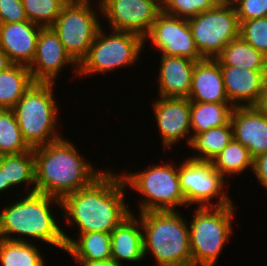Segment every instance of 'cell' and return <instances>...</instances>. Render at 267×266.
<instances>
[{"mask_svg":"<svg viewBox=\"0 0 267 266\" xmlns=\"http://www.w3.org/2000/svg\"><path fill=\"white\" fill-rule=\"evenodd\" d=\"M178 211L139 213L143 230L144 257L153 255L158 266L192 263L189 225Z\"/></svg>","mask_w":267,"mask_h":266,"instance_id":"277c9868","label":"cell"},{"mask_svg":"<svg viewBox=\"0 0 267 266\" xmlns=\"http://www.w3.org/2000/svg\"><path fill=\"white\" fill-rule=\"evenodd\" d=\"M252 173L256 175L260 185L267 190V152L253 158Z\"/></svg>","mask_w":267,"mask_h":266,"instance_id":"d590c367","label":"cell"},{"mask_svg":"<svg viewBox=\"0 0 267 266\" xmlns=\"http://www.w3.org/2000/svg\"><path fill=\"white\" fill-rule=\"evenodd\" d=\"M234 108L230 103L191 102L192 135L229 124Z\"/></svg>","mask_w":267,"mask_h":266,"instance_id":"cb8c5ba5","label":"cell"},{"mask_svg":"<svg viewBox=\"0 0 267 266\" xmlns=\"http://www.w3.org/2000/svg\"><path fill=\"white\" fill-rule=\"evenodd\" d=\"M64 137L33 149L35 192L61 199L66 194L90 186L105 169L95 170Z\"/></svg>","mask_w":267,"mask_h":266,"instance_id":"7a4b0ae2","label":"cell"},{"mask_svg":"<svg viewBox=\"0 0 267 266\" xmlns=\"http://www.w3.org/2000/svg\"><path fill=\"white\" fill-rule=\"evenodd\" d=\"M91 0H69L51 26L65 51L79 65L102 27Z\"/></svg>","mask_w":267,"mask_h":266,"instance_id":"9c48e42d","label":"cell"},{"mask_svg":"<svg viewBox=\"0 0 267 266\" xmlns=\"http://www.w3.org/2000/svg\"><path fill=\"white\" fill-rule=\"evenodd\" d=\"M211 162L226 180L229 175L253 169V158L248 149L234 139Z\"/></svg>","mask_w":267,"mask_h":266,"instance_id":"f1b7e54d","label":"cell"},{"mask_svg":"<svg viewBox=\"0 0 267 266\" xmlns=\"http://www.w3.org/2000/svg\"><path fill=\"white\" fill-rule=\"evenodd\" d=\"M220 66H235L250 70H267V57L240 36L224 46L215 57Z\"/></svg>","mask_w":267,"mask_h":266,"instance_id":"603a6c76","label":"cell"},{"mask_svg":"<svg viewBox=\"0 0 267 266\" xmlns=\"http://www.w3.org/2000/svg\"><path fill=\"white\" fill-rule=\"evenodd\" d=\"M233 6L239 22L267 17V0H235Z\"/></svg>","mask_w":267,"mask_h":266,"instance_id":"836d02e7","label":"cell"},{"mask_svg":"<svg viewBox=\"0 0 267 266\" xmlns=\"http://www.w3.org/2000/svg\"><path fill=\"white\" fill-rule=\"evenodd\" d=\"M41 28L29 20L0 24V50L14 64L29 66L36 52Z\"/></svg>","mask_w":267,"mask_h":266,"instance_id":"e0dca14e","label":"cell"},{"mask_svg":"<svg viewBox=\"0 0 267 266\" xmlns=\"http://www.w3.org/2000/svg\"><path fill=\"white\" fill-rule=\"evenodd\" d=\"M34 83L26 65L14 64L0 71V109H12Z\"/></svg>","mask_w":267,"mask_h":266,"instance_id":"d4e9b609","label":"cell"},{"mask_svg":"<svg viewBox=\"0 0 267 266\" xmlns=\"http://www.w3.org/2000/svg\"><path fill=\"white\" fill-rule=\"evenodd\" d=\"M69 0H22L26 17L41 27H51Z\"/></svg>","mask_w":267,"mask_h":266,"instance_id":"4dcf8cb0","label":"cell"},{"mask_svg":"<svg viewBox=\"0 0 267 266\" xmlns=\"http://www.w3.org/2000/svg\"><path fill=\"white\" fill-rule=\"evenodd\" d=\"M216 5L215 0H161V11L188 20Z\"/></svg>","mask_w":267,"mask_h":266,"instance_id":"1f68e13d","label":"cell"},{"mask_svg":"<svg viewBox=\"0 0 267 266\" xmlns=\"http://www.w3.org/2000/svg\"><path fill=\"white\" fill-rule=\"evenodd\" d=\"M133 212L111 233V259L120 266L122 261L139 262L144 259L143 230L140 218Z\"/></svg>","mask_w":267,"mask_h":266,"instance_id":"44dd1931","label":"cell"},{"mask_svg":"<svg viewBox=\"0 0 267 266\" xmlns=\"http://www.w3.org/2000/svg\"><path fill=\"white\" fill-rule=\"evenodd\" d=\"M188 22L203 58L215 59L225 45L239 36L240 23L233 4H217Z\"/></svg>","mask_w":267,"mask_h":266,"instance_id":"30bf717a","label":"cell"},{"mask_svg":"<svg viewBox=\"0 0 267 266\" xmlns=\"http://www.w3.org/2000/svg\"><path fill=\"white\" fill-rule=\"evenodd\" d=\"M230 123L233 139L246 147L252 158L267 152V116L255 106L235 107Z\"/></svg>","mask_w":267,"mask_h":266,"instance_id":"2e32d148","label":"cell"},{"mask_svg":"<svg viewBox=\"0 0 267 266\" xmlns=\"http://www.w3.org/2000/svg\"><path fill=\"white\" fill-rule=\"evenodd\" d=\"M53 87L54 83H34L12 108L24 141L31 149L63 138L57 132L59 105Z\"/></svg>","mask_w":267,"mask_h":266,"instance_id":"5b68a950","label":"cell"},{"mask_svg":"<svg viewBox=\"0 0 267 266\" xmlns=\"http://www.w3.org/2000/svg\"><path fill=\"white\" fill-rule=\"evenodd\" d=\"M143 49L144 40L140 35L114 30L107 34L102 25L88 54L78 65V77L113 72L136 64Z\"/></svg>","mask_w":267,"mask_h":266,"instance_id":"ba28073f","label":"cell"},{"mask_svg":"<svg viewBox=\"0 0 267 266\" xmlns=\"http://www.w3.org/2000/svg\"><path fill=\"white\" fill-rule=\"evenodd\" d=\"M180 189L186 201V207L196 204L197 207H221L234 204L225 194L224 178L212 162L187 158L178 166ZM216 200L215 205L212 199Z\"/></svg>","mask_w":267,"mask_h":266,"instance_id":"8fae6325","label":"cell"},{"mask_svg":"<svg viewBox=\"0 0 267 266\" xmlns=\"http://www.w3.org/2000/svg\"><path fill=\"white\" fill-rule=\"evenodd\" d=\"M178 166L171 162L148 166L137 172H121L125 184L142 194L139 213L147 211H175L179 206H186L180 189ZM144 196V197H143ZM177 207V208H176Z\"/></svg>","mask_w":267,"mask_h":266,"instance_id":"52a82bcc","label":"cell"},{"mask_svg":"<svg viewBox=\"0 0 267 266\" xmlns=\"http://www.w3.org/2000/svg\"><path fill=\"white\" fill-rule=\"evenodd\" d=\"M239 23V36L267 57V17Z\"/></svg>","mask_w":267,"mask_h":266,"instance_id":"d6a6232c","label":"cell"},{"mask_svg":"<svg viewBox=\"0 0 267 266\" xmlns=\"http://www.w3.org/2000/svg\"><path fill=\"white\" fill-rule=\"evenodd\" d=\"M254 106L265 116H267V74L264 80L261 95L259 96V99Z\"/></svg>","mask_w":267,"mask_h":266,"instance_id":"8d00e7d4","label":"cell"},{"mask_svg":"<svg viewBox=\"0 0 267 266\" xmlns=\"http://www.w3.org/2000/svg\"><path fill=\"white\" fill-rule=\"evenodd\" d=\"M27 20L22 0H0V24Z\"/></svg>","mask_w":267,"mask_h":266,"instance_id":"e575fe53","label":"cell"},{"mask_svg":"<svg viewBox=\"0 0 267 266\" xmlns=\"http://www.w3.org/2000/svg\"><path fill=\"white\" fill-rule=\"evenodd\" d=\"M217 4H233L234 0H215Z\"/></svg>","mask_w":267,"mask_h":266,"instance_id":"60d3db41","label":"cell"},{"mask_svg":"<svg viewBox=\"0 0 267 266\" xmlns=\"http://www.w3.org/2000/svg\"><path fill=\"white\" fill-rule=\"evenodd\" d=\"M54 203L61 207L59 198L34 192L4 207L0 211V238L26 242L27 236L65 251L63 228L51 211Z\"/></svg>","mask_w":267,"mask_h":266,"instance_id":"3957f363","label":"cell"},{"mask_svg":"<svg viewBox=\"0 0 267 266\" xmlns=\"http://www.w3.org/2000/svg\"><path fill=\"white\" fill-rule=\"evenodd\" d=\"M143 40L144 46L150 40L162 55L186 57L197 62L204 59L196 47L188 20L162 11Z\"/></svg>","mask_w":267,"mask_h":266,"instance_id":"4fadbf2b","label":"cell"},{"mask_svg":"<svg viewBox=\"0 0 267 266\" xmlns=\"http://www.w3.org/2000/svg\"><path fill=\"white\" fill-rule=\"evenodd\" d=\"M232 140L231 123L192 135L188 146L198 154L188 158L211 162Z\"/></svg>","mask_w":267,"mask_h":266,"instance_id":"484cf974","label":"cell"},{"mask_svg":"<svg viewBox=\"0 0 267 266\" xmlns=\"http://www.w3.org/2000/svg\"><path fill=\"white\" fill-rule=\"evenodd\" d=\"M233 204L221 207H196L190 221L189 240L192 263L215 266L225 244L233 235ZM232 234V235H231Z\"/></svg>","mask_w":267,"mask_h":266,"instance_id":"8992f818","label":"cell"},{"mask_svg":"<svg viewBox=\"0 0 267 266\" xmlns=\"http://www.w3.org/2000/svg\"><path fill=\"white\" fill-rule=\"evenodd\" d=\"M188 99L191 102L229 103L221 66L215 59L204 58L195 63Z\"/></svg>","mask_w":267,"mask_h":266,"instance_id":"ffe728a7","label":"cell"},{"mask_svg":"<svg viewBox=\"0 0 267 266\" xmlns=\"http://www.w3.org/2000/svg\"><path fill=\"white\" fill-rule=\"evenodd\" d=\"M14 63L11 59L0 50V71L9 69Z\"/></svg>","mask_w":267,"mask_h":266,"instance_id":"f35d334b","label":"cell"},{"mask_svg":"<svg viewBox=\"0 0 267 266\" xmlns=\"http://www.w3.org/2000/svg\"><path fill=\"white\" fill-rule=\"evenodd\" d=\"M179 266H197V265H195L193 263H189V264H186V265H179Z\"/></svg>","mask_w":267,"mask_h":266,"instance_id":"b9f144b4","label":"cell"},{"mask_svg":"<svg viewBox=\"0 0 267 266\" xmlns=\"http://www.w3.org/2000/svg\"><path fill=\"white\" fill-rule=\"evenodd\" d=\"M126 190L122 175L107 169L90 186L62 197L60 209L78 234L111 233L132 213L125 203Z\"/></svg>","mask_w":267,"mask_h":266,"instance_id":"6da1fadb","label":"cell"},{"mask_svg":"<svg viewBox=\"0 0 267 266\" xmlns=\"http://www.w3.org/2000/svg\"><path fill=\"white\" fill-rule=\"evenodd\" d=\"M98 4L111 31L132 32L142 38L161 12V0H98Z\"/></svg>","mask_w":267,"mask_h":266,"instance_id":"7c38bea8","label":"cell"},{"mask_svg":"<svg viewBox=\"0 0 267 266\" xmlns=\"http://www.w3.org/2000/svg\"><path fill=\"white\" fill-rule=\"evenodd\" d=\"M2 157H3V154L0 152V161H1Z\"/></svg>","mask_w":267,"mask_h":266,"instance_id":"7bdbcfd3","label":"cell"},{"mask_svg":"<svg viewBox=\"0 0 267 266\" xmlns=\"http://www.w3.org/2000/svg\"><path fill=\"white\" fill-rule=\"evenodd\" d=\"M12 187L10 183H5L4 172L0 169V194L1 192L9 190V188L12 189Z\"/></svg>","mask_w":267,"mask_h":266,"instance_id":"ab89813d","label":"cell"},{"mask_svg":"<svg viewBox=\"0 0 267 266\" xmlns=\"http://www.w3.org/2000/svg\"><path fill=\"white\" fill-rule=\"evenodd\" d=\"M71 65L78 76V64L65 51L52 27H42L36 43V52L28 66L35 83H55L63 67ZM57 77V78H56Z\"/></svg>","mask_w":267,"mask_h":266,"instance_id":"5bb4252c","label":"cell"},{"mask_svg":"<svg viewBox=\"0 0 267 266\" xmlns=\"http://www.w3.org/2000/svg\"><path fill=\"white\" fill-rule=\"evenodd\" d=\"M192 59L161 54L158 89L159 97L188 98L195 63Z\"/></svg>","mask_w":267,"mask_h":266,"instance_id":"d6986e66","label":"cell"},{"mask_svg":"<svg viewBox=\"0 0 267 266\" xmlns=\"http://www.w3.org/2000/svg\"><path fill=\"white\" fill-rule=\"evenodd\" d=\"M81 266H120L114 260H102V261H77Z\"/></svg>","mask_w":267,"mask_h":266,"instance_id":"74e56055","label":"cell"},{"mask_svg":"<svg viewBox=\"0 0 267 266\" xmlns=\"http://www.w3.org/2000/svg\"><path fill=\"white\" fill-rule=\"evenodd\" d=\"M66 243L65 252L77 261H102L111 259L110 233L90 232L69 237L63 232Z\"/></svg>","mask_w":267,"mask_h":266,"instance_id":"7402d4cb","label":"cell"},{"mask_svg":"<svg viewBox=\"0 0 267 266\" xmlns=\"http://www.w3.org/2000/svg\"><path fill=\"white\" fill-rule=\"evenodd\" d=\"M0 262L2 266H45L37 244L10 241L0 238Z\"/></svg>","mask_w":267,"mask_h":266,"instance_id":"83f0119b","label":"cell"},{"mask_svg":"<svg viewBox=\"0 0 267 266\" xmlns=\"http://www.w3.org/2000/svg\"><path fill=\"white\" fill-rule=\"evenodd\" d=\"M224 88L234 107L254 106L261 95L267 70L221 66Z\"/></svg>","mask_w":267,"mask_h":266,"instance_id":"ac0fdd59","label":"cell"},{"mask_svg":"<svg viewBox=\"0 0 267 266\" xmlns=\"http://www.w3.org/2000/svg\"><path fill=\"white\" fill-rule=\"evenodd\" d=\"M31 148L26 144L12 109H0V152L20 154Z\"/></svg>","mask_w":267,"mask_h":266,"instance_id":"f546056e","label":"cell"},{"mask_svg":"<svg viewBox=\"0 0 267 266\" xmlns=\"http://www.w3.org/2000/svg\"><path fill=\"white\" fill-rule=\"evenodd\" d=\"M0 169L4 172L5 183L13 187L24 183L29 193L35 192V157L33 149L20 154L3 155ZM27 183V184H26Z\"/></svg>","mask_w":267,"mask_h":266,"instance_id":"4316f807","label":"cell"},{"mask_svg":"<svg viewBox=\"0 0 267 266\" xmlns=\"http://www.w3.org/2000/svg\"><path fill=\"white\" fill-rule=\"evenodd\" d=\"M152 103L163 149L171 148L175 143L177 145L184 138L189 145L192 137L190 124L191 101L188 98L159 97Z\"/></svg>","mask_w":267,"mask_h":266,"instance_id":"9a60e30c","label":"cell"}]
</instances>
